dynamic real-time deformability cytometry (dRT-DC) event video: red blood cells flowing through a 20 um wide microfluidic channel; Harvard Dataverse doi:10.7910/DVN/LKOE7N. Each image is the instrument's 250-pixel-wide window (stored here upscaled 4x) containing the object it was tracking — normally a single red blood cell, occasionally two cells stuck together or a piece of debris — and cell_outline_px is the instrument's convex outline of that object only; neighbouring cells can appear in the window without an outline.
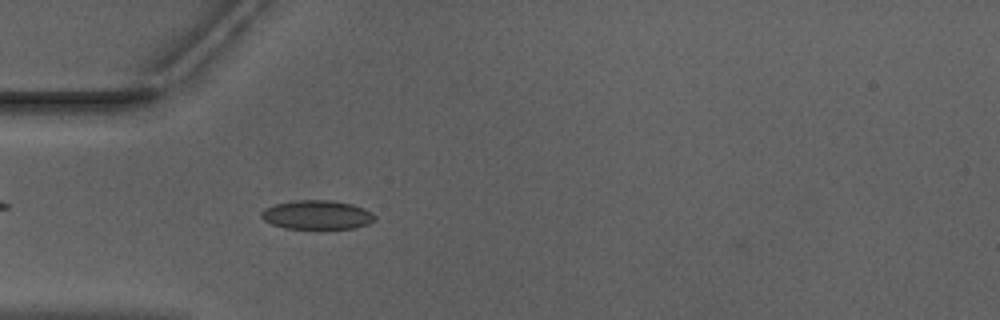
{"species": "Egyptian fruit bat (a non-hibernating species)", "species_latin": "Rousettus aegyptiacus", "temperature_condition": "warm", "stored_images_in_passage": 38, "camera_frame_rate_fps": 3000, "um_per_image_px": 0.085, "animal": {"sex": "male"}, "frame": {"image": 1, "passage_image": 2, "time_ms": 0.333, "image_size_px": [1000, 320], "cell_outline_px": [[376, 220], [368, 224], [356, 228], [284, 228], [272, 224], [264, 220], [260, 216], [260, 212], [264, 208], [276, 204], [296, 200], [336, 200], [352, 204], [364, 208], [372, 212], [376, 216]], "centroid_in_image_um": [26.97, 18.25], "position_along_channel_um": 58.0, "area_um2": 19.31}}
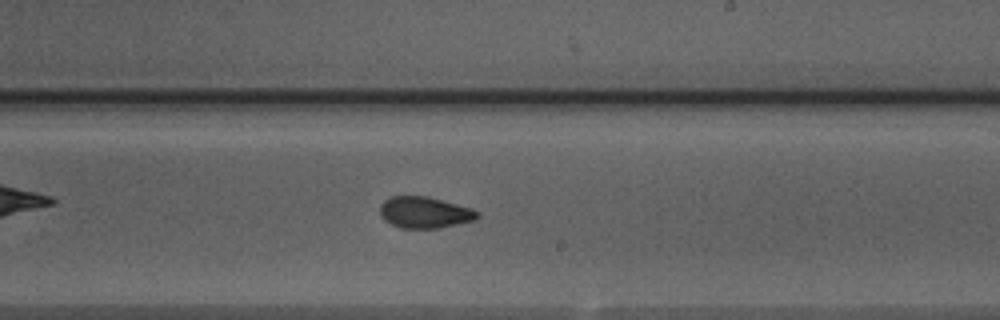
{"frame": {"image": 2, "passage_image": 17, "time_ms": 5.333, "image_size_px": [1000, 320], "cell_outline_px": [[480, 216], [476, 220], [440, 228], [400, 228], [384, 220], [380, 216], [380, 204], [388, 196], [428, 196], [472, 208], [480, 212]], "centroid_in_image_um": [36.1, 18.05], "position_along_channel_um": 252.9, "area_um2": 18.09}}
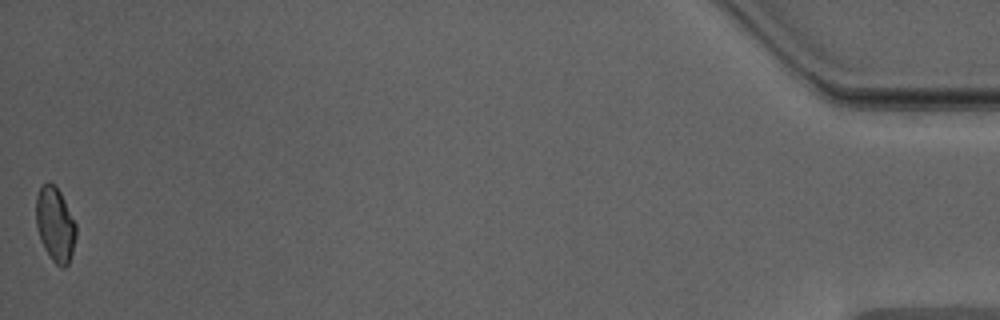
{"frame": {"image": 3, "passage_image": 38, "time_ms": 12.333, "image_size_px": [1000, 320], "cell_outline_px": [[76, 236], [72, 252], [68, 264], [64, 268], [56, 264], [52, 260], [44, 248], [40, 240], [36, 228], [36, 196], [40, 188], [48, 180], [56, 184], [76, 224]], "centroid_in_image_um": [4.68, 19.06], "position_along_channel_um": 430.5, "area_um2": 17.46}, "authors_computed_cell_mechanics": {"area_um2": 17.8024, "velocity_mm_per_s": 3.9812, "shape_relaxation_time_tau1_ms": 8.4288, "shape_relaxation_time_tau2_ms": 1.4378, "deformation_change_tau1": 0.1548, "deformation_change_tau2": 0.054}}